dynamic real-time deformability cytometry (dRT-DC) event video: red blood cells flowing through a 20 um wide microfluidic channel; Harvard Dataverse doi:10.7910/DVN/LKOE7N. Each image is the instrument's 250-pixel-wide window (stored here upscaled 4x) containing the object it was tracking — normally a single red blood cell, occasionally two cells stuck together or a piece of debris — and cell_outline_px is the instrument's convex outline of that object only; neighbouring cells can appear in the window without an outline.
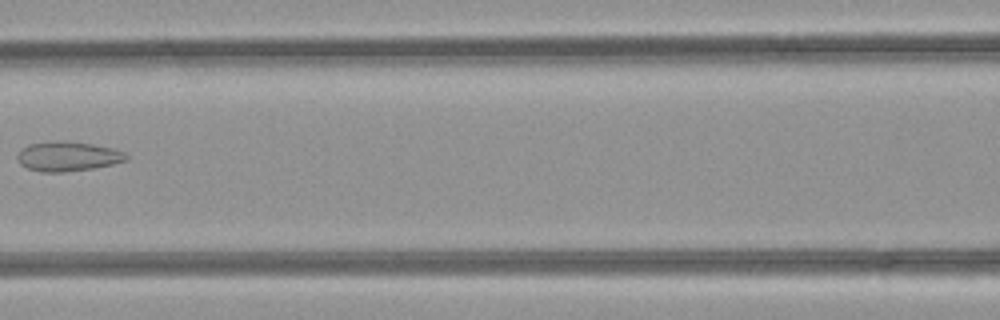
{"species": "common noctule bat (a hibernating species)", "species_latin": "Nyctalus noctula", "temperature_condition": "room temperature", "stored_images_in_passage": 6, "camera_frame_rate_fps": 3000, "um_per_image_px": 0.085, "animal": {"sex": "female", "body_mass_g": 21.9}, "frame": {"image": 1, "passage_image": 6, "time_ms": 1.667, "image_size_px": [1000, 320], "cell_outline_px": [[128, 160], [112, 164], [92, 168], [64, 172], [40, 172], [28, 168], [20, 164], [16, 156], [28, 144], [56, 140], [68, 140], [92, 144], [112, 148], [124, 152], [128, 156]], "centroid_in_image_um": [5.76, 13.28], "position_along_channel_um": 160.8, "area_um2": 18.84}}